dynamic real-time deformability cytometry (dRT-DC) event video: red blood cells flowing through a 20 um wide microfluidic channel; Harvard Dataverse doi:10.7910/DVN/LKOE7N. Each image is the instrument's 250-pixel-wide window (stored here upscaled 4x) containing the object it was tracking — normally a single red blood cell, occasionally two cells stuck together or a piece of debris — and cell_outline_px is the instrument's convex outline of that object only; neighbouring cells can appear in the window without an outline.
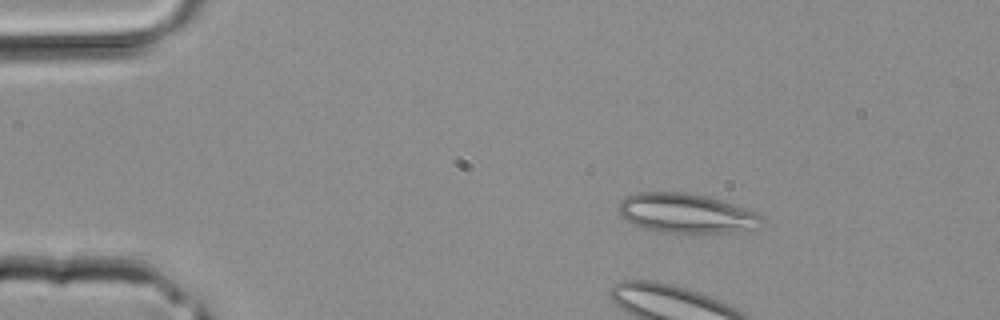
{"species": "common noctule bat (a hibernating species)", "species_latin": "Nyctalus noctula", "temperature_condition": "room temperature", "stored_images_in_passage": 2, "camera_frame_rate_fps": 3000, "um_per_image_px": 0.085, "animal": {"sex": "male", "body_mass_g": 20.4}, "frame": {"image": 1, "passage_image": 2, "time_ms": 0.333, "image_size_px": [1000, 320], "cell_outline_px": [[768, 220], [764, 228], [740, 232], [672, 232], [644, 228], [628, 220], [616, 208], [620, 200], [624, 196], [636, 192], [684, 192], [704, 196], [720, 200], [756, 212], [764, 216]], "centroid_in_image_um": [58.44, 18.13], "position_along_channel_um": 26.6, "area_um2": 33.12}}